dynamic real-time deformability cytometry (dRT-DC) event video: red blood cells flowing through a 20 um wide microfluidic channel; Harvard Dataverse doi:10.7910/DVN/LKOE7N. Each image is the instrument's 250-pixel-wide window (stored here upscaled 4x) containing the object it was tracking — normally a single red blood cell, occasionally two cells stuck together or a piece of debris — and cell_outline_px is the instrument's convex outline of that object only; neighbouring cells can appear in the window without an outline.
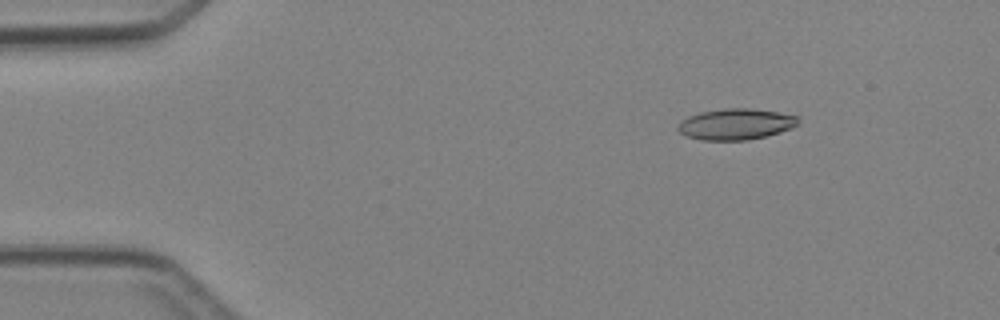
{"species": "Egyptian fruit bat (a non-hibernating species)", "species_latin": "Rousettus aegyptiacus", "temperature_condition": "cold", "stored_images_in_passage": 4, "camera_frame_rate_fps": 3000, "um_per_image_px": 0.085, "animal": {"sex": "female"}, "frame": {"image": 1, "passage_image": 2, "time_ms": 1.333, "image_size_px": [1000, 320], "cell_outline_px": [[800, 120], [792, 128], [780, 132], [748, 140], [700, 140], [684, 136], [676, 128], [676, 124], [680, 120], [688, 116], [700, 112], [724, 108], [752, 108], [800, 116]], "centroid_in_image_um": [62.49, 10.55], "position_along_channel_um": 22.5, "area_um2": 22.02}}